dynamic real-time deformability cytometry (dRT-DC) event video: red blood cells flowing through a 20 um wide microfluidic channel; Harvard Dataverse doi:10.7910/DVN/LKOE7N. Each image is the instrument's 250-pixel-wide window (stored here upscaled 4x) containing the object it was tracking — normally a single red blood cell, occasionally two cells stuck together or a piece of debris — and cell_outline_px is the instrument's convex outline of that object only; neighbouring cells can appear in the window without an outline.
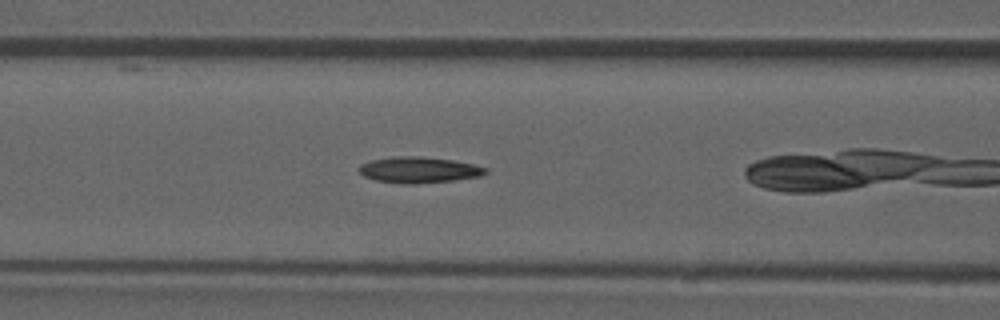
{"species": "common noctule bat (a hibernating species)", "species_latin": "Nyctalus noctula", "temperature_condition": "room temperature", "stored_images_in_passage": 27, "camera_frame_rate_fps": 3000, "um_per_image_px": 0.085, "animal": {"sex": "male", "forearm_length_mm": 52.5}, "frame": {"image": 1, "passage_image": 16, "time_ms": 5.0, "image_size_px": [1000, 320], "cell_outline_px": [[488, 172], [480, 176], [456, 180], [416, 184], [404, 184], [376, 180], [364, 176], [360, 172], [360, 164], [372, 160], [396, 156], [420, 156], [452, 160], [472, 164], [488, 168]], "centroid_in_image_um": [35.63, 14.44], "position_along_channel_um": 131.0, "area_um2": 19.13}}